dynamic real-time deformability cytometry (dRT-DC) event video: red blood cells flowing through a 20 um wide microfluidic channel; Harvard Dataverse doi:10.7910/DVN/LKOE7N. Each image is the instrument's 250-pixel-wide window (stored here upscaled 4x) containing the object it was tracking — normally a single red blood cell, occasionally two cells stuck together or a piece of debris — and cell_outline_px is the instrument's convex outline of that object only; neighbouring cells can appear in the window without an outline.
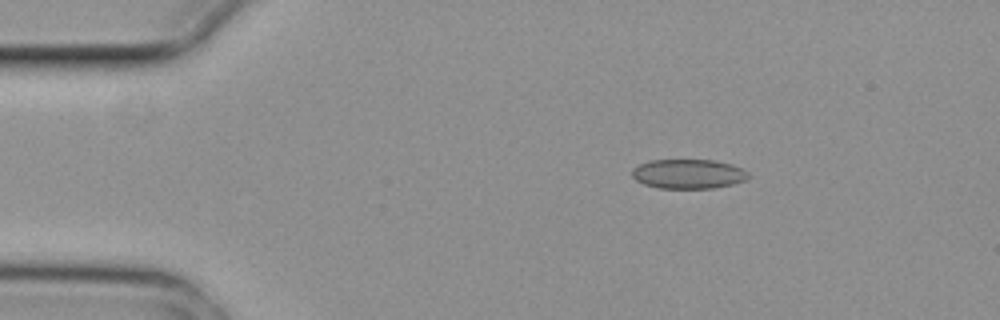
{"species": "common noctule bat (a hibernating species)", "species_latin": "Nyctalus noctula", "temperature_condition": "cold", "stored_images_in_passage": 3, "camera_frame_rate_fps": 3000, "um_per_image_px": 0.085, "animal": {"sex": "female", "body_mass_g": 29.2, "forearm_length_mm": 56.3}, "frame": {"image": 1, "passage_image": 1, "time_ms": 0.0, "image_size_px": [1000, 320], "cell_outline_px": [[748, 176], [744, 180], [732, 184], [712, 188], [656, 188], [644, 184], [636, 180], [632, 176], [632, 168], [648, 160], [716, 160], [732, 164], [744, 168], [748, 172]], "centroid_in_image_um": [58.5, 14.77], "position_along_channel_um": 26.5, "area_um2": 20.06}}
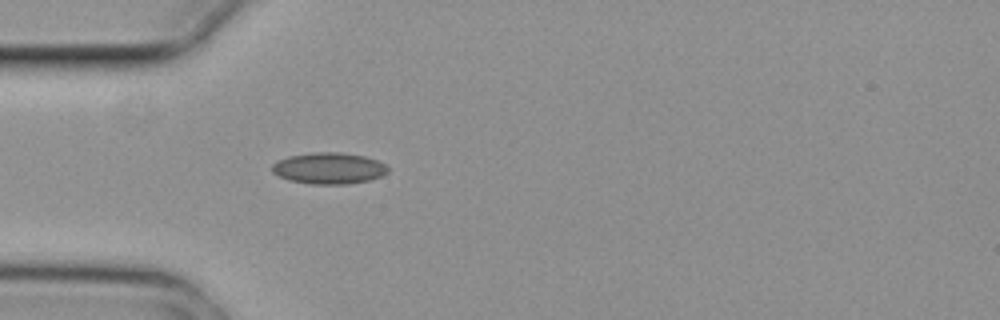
{"frame": {"image": 2, "passage_image": 3, "time_ms": 0.667, "image_size_px": [1000, 320], "cell_outline_px": [[388, 172], [380, 176], [368, 180], [348, 184], [312, 184], [288, 180], [272, 172], [272, 164], [276, 160], [288, 156], [312, 152], [340, 152], [364, 156], [376, 160], [384, 164], [388, 168]], "centroid_in_image_um": [27.92, 14.29], "position_along_channel_um": 57.1, "area_um2": 21.15}}